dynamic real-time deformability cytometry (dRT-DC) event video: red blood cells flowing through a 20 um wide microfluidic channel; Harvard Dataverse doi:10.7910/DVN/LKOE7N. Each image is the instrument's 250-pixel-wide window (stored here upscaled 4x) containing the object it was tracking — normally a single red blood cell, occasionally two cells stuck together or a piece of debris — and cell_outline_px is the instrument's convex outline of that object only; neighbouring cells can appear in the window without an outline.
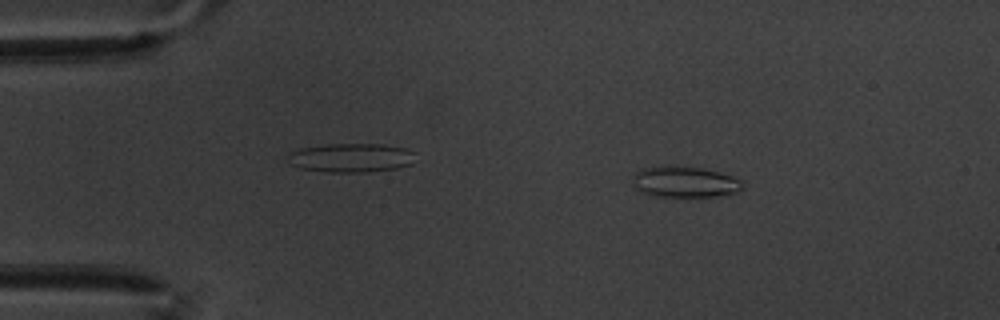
{"species": "common noctule bat (a hibernating species)", "species_latin": "Nyctalus noctula", "temperature_condition": "warm", "stored_images_in_passage": 54, "camera_frame_rate_fps": 3000, "um_per_image_px": 0.085, "animal": {"sex": "male", "body_mass_g": 20.1, "forearm_length_mm": 53.5}, "frame": {"image": 1, "passage_image": 4, "time_ms": 1.0, "image_size_px": [1000, 320], "cell_outline_px": [[744, 188], [736, 192], [716, 196], [652, 196], [644, 192], [636, 184], [636, 172], [644, 168], [700, 168], [732, 176], [744, 180]], "centroid_in_image_um": [58.35, 15.5], "position_along_channel_um": 26.6, "area_um2": 18.73}}
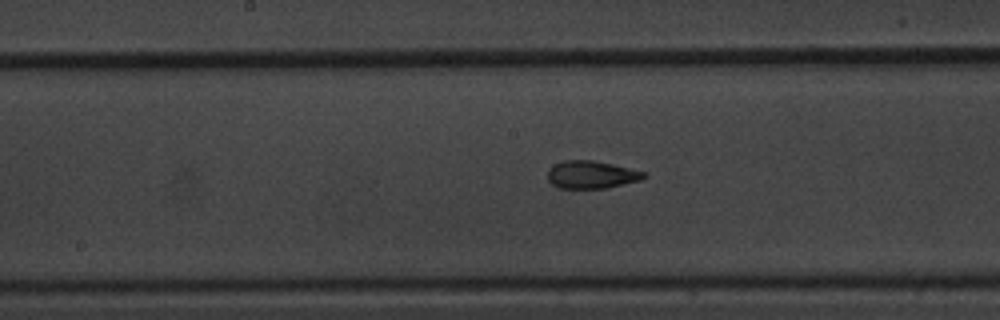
{"frame": {"image": 2, "passage_image": 25, "time_ms": 8.0, "image_size_px": [1000, 320], "cell_outline_px": [[648, 176], [640, 180], [608, 188], [556, 188], [548, 180], [548, 168], [564, 160], [592, 160], [612, 164], [644, 172]], "centroid_in_image_um": [50.25, 14.85], "position_along_channel_um": 198.0, "area_um2": 15.49}}
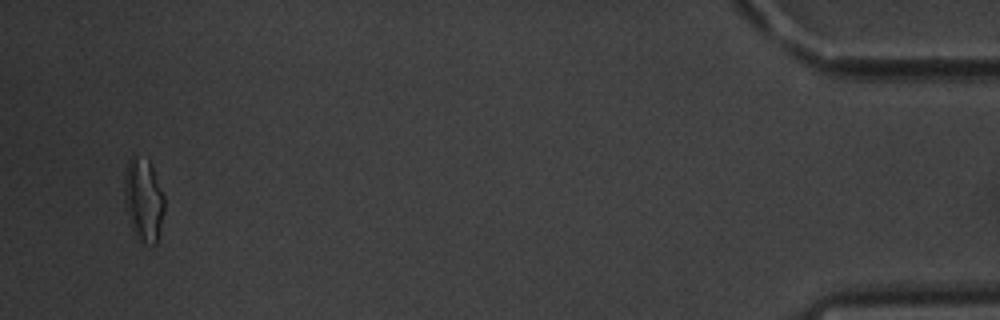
{"frame": {"image": 3, "passage_image": 52, "time_ms": 17.0, "image_size_px": [1000, 320], "cell_outline_px": [[164, 212], [156, 244], [144, 244], [140, 240], [132, 228], [124, 204], [124, 176], [128, 160], [132, 152], [148, 160], [152, 168], [164, 196]], "centroid_in_image_um": [12.18, 16.94], "position_along_channel_um": 423.0, "area_um2": 19.42}, "authors_computed_cell_mechanics": {"area_um2": 16.0684, "velocity_mm_per_s": 3.3717, "shape_relaxation_time_tau1_ms": 6.0775, "shape_relaxation_time_tau2_ms": 1.935, "deformation_change_tau1": 0.1656, "deformation_change_tau2": 0.0871}}